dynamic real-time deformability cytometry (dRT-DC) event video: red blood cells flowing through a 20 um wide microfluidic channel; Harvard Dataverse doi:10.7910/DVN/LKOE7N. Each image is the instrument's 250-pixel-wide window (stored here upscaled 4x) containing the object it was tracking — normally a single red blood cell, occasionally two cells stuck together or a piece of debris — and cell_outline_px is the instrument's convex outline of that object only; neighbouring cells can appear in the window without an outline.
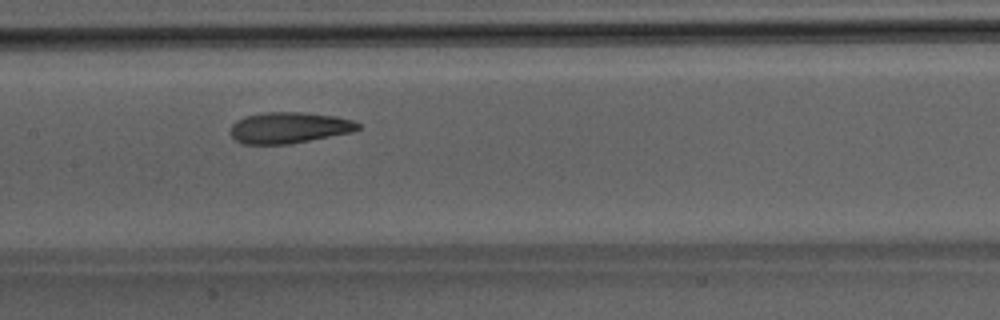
{"species": "Egyptian fruit bat (a non-hibernating species)", "species_latin": "Rousettus aegyptiacus", "temperature_condition": "room temperature", "stored_images_in_passage": 34, "camera_frame_rate_fps": 3000, "um_per_image_px": 0.085, "animal": {"sex": "male"}, "frame": {"image": 1, "passage_image": 14, "time_ms": 4.333, "image_size_px": [1000, 320], "cell_outline_px": [[360, 128], [352, 132], [288, 144], [240, 144], [232, 136], [232, 124], [236, 120], [244, 116], [268, 112], [300, 112], [336, 116], [352, 120], [360, 124]], "centroid_in_image_um": [24.56, 10.85], "position_along_channel_um": 182.8, "area_um2": 23.0}}
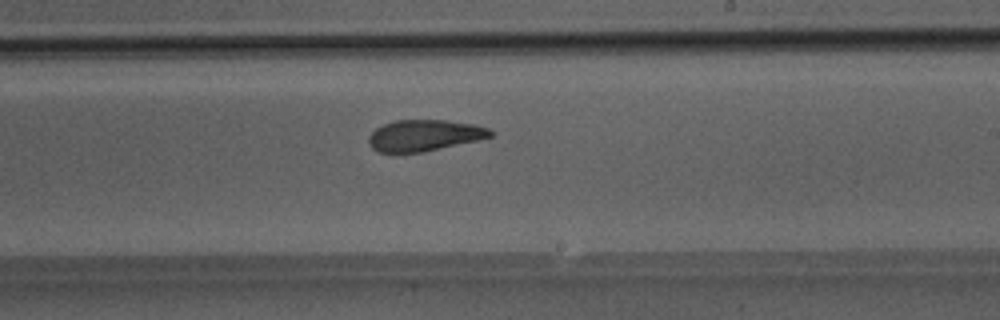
{"frame": {"image": 2, "passage_image": 19, "time_ms": 6.0, "image_size_px": [1000, 320], "cell_outline_px": [[492, 136], [476, 140], [424, 152], [376, 152], [368, 144], [368, 136], [376, 128], [384, 124], [396, 120], [444, 120], [472, 124], [488, 128], [492, 132]], "centroid_in_image_um": [36.01, 11.51], "position_along_channel_um": 253.0, "area_um2": 21.96}}